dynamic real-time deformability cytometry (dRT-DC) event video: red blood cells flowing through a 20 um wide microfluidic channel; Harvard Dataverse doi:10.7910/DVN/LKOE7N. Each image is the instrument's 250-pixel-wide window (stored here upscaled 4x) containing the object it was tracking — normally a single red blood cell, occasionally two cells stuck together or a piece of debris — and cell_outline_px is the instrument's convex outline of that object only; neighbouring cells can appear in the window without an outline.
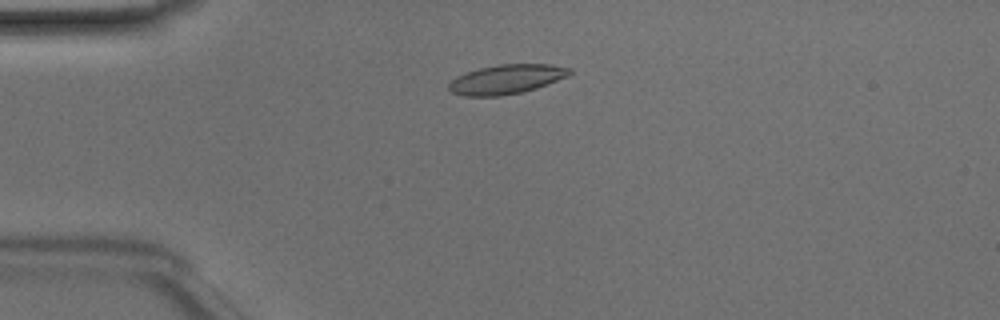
{"species": "Egyptian fruit bat (a non-hibernating species)", "species_latin": "Rousettus aegyptiacus", "temperature_condition": "room temperature", "stored_images_in_passage": 47, "camera_frame_rate_fps": 3000, "um_per_image_px": 0.085, "animal": {"sex": "male"}, "frame": {"image": 1, "passage_image": 10, "time_ms": 3.0, "image_size_px": [1000, 320], "cell_outline_px": [[572, 72], [568, 76], [536, 88], [524, 92], [500, 96], [464, 96], [452, 92], [448, 88], [448, 84], [456, 76], [464, 72], [480, 68], [500, 64], [552, 64], [572, 68]], "centroid_in_image_um": [43.05, 6.73], "position_along_channel_um": 42.0, "area_um2": 20.81}}
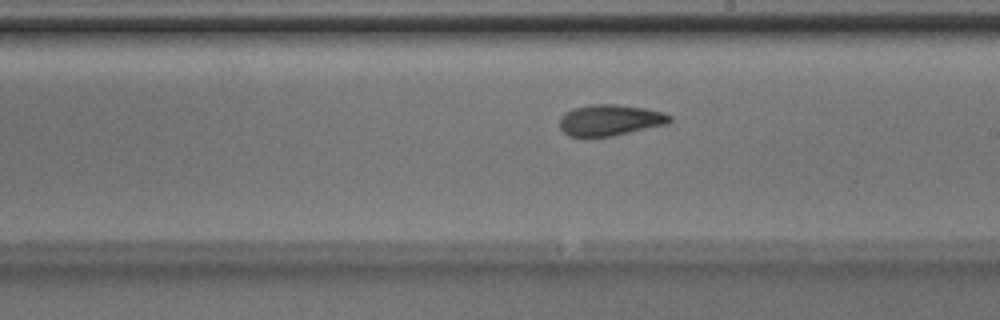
{"frame": {"image": 2, "passage_image": 26, "time_ms": 8.333, "image_size_px": [1000, 320], "cell_outline_px": [[672, 120], [668, 124], [612, 136], [568, 136], [560, 128], [560, 116], [564, 112], [572, 108], [588, 104], [616, 104], [644, 108], [664, 112], [672, 116]], "centroid_in_image_um": [51.85, 10.19], "position_along_channel_um": 237.2, "area_um2": 20.11}}
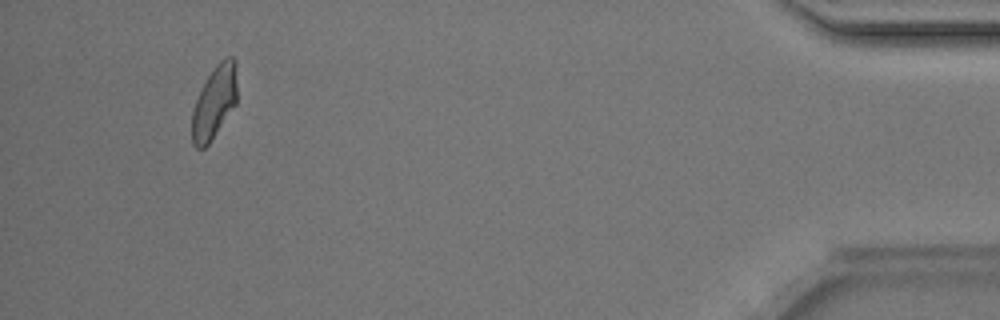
{"frame": {"image": 3, "passage_image": 44, "time_ms": 14.333, "image_size_px": [1000, 320], "cell_outline_px": [[236, 104], [208, 144], [204, 148], [196, 148], [192, 144], [192, 112], [196, 100], [208, 76], [216, 64], [224, 56], [232, 56], [236, 60]], "centroid_in_image_um": [18.23, 8.66], "position_along_channel_um": 417.0, "area_um2": 18.96}, "authors_computed_cell_mechanics": {"area_um2": 20.23, "velocity_mm_per_s": 4.1565, "shape_relaxation_time_tau1_ms": 3.7576, "shape_relaxation_time_tau2_ms": 1.7601, "deformation_change_tau1": 0.1298, "deformation_change_tau2": 0.0749}}